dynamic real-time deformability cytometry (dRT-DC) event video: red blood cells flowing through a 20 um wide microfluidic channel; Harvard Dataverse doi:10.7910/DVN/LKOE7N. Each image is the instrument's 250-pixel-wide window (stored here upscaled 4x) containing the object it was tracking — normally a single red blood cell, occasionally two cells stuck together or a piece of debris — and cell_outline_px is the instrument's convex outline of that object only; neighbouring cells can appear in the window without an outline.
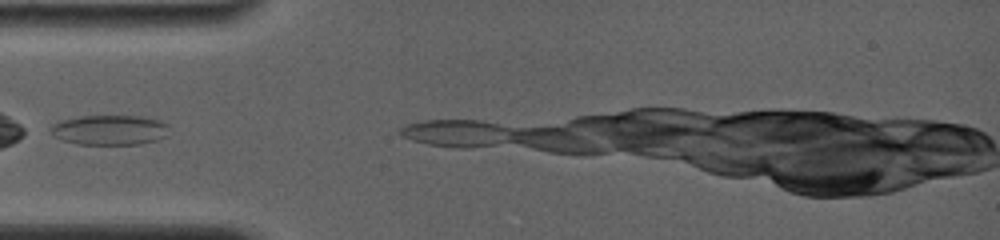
{"species": "common noctule bat (a hibernating species)", "species_latin": "Nyctalus noctula", "temperature_condition": "room temperature", "stored_images_in_passage": 2, "camera_frame_rate_fps": 4000, "um_per_image_px": 0.085, "animal": {"sex": "female", "body_mass_g": 19.0, "forearm_length_mm": 56.7}, "frame": {"image": 1, "passage_image": 1, "time_ms": 0.0, "image_size_px": [1000, 240], "cell_outline_px": [[168, 124], [160, 136], [156, 140], [140, 144], [76, 144], [64, 140], [56, 136], [48, 128], [52, 124], [60, 120], [80, 116], [156, 116]], "centroid_in_image_um": [9.29, 11.02], "position_along_channel_um": 75.7, "area_um2": 20.58}}